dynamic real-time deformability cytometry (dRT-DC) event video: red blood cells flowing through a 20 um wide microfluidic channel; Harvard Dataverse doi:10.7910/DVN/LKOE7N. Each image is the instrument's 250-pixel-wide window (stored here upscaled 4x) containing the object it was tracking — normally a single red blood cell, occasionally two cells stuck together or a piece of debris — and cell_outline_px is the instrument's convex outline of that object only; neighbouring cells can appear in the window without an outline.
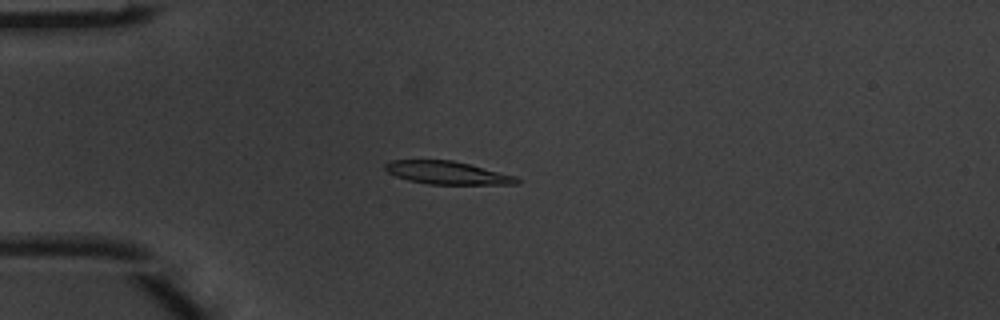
{"species": "common noctule bat (a hibernating species)", "species_latin": "Nyctalus noctula", "temperature_condition": "warm", "stored_images_in_passage": 4, "camera_frame_rate_fps": 3000, "um_per_image_px": 0.085, "animal": {"sex": "male", "body_mass_g": 20.1, "forearm_length_mm": 53.5}, "frame": {"image": 1, "passage_image": 4, "time_ms": 1.0, "image_size_px": [1000, 320], "cell_outline_px": [[520, 184], [428, 184], [408, 180], [396, 176], [388, 172], [384, 168], [384, 164], [392, 160], [452, 160], [516, 176], [520, 180]], "centroid_in_image_um": [38.0, 14.69], "position_along_channel_um": 47.0, "area_um2": 17.46}}